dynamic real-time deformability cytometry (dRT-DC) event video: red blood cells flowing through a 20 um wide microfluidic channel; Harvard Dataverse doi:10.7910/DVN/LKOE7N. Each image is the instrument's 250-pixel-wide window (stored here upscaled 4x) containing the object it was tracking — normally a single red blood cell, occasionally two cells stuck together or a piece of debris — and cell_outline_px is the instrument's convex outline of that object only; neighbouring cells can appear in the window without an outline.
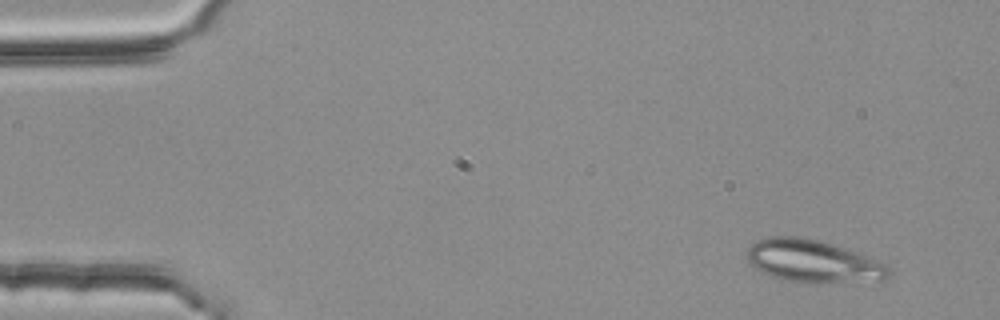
{"species": "common noctule bat (a hibernating species)", "species_latin": "Nyctalus noctula", "temperature_condition": "room temperature", "stored_images_in_passage": 49, "camera_frame_rate_fps": 3000, "um_per_image_px": 0.085, "animal": {"sex": "female", "body_mass_g": 25.1}, "frame": {"image": 1, "passage_image": 1, "time_ms": 0.0, "image_size_px": [1000, 320], "cell_outline_px": [[888, 276], [884, 280], [792, 280], [776, 276], [764, 272], [748, 264], [744, 252], [756, 240], [772, 236], [800, 236], [832, 244], [868, 256], [884, 264], [888, 268]], "centroid_in_image_um": [69.01, 22.13], "position_along_channel_um": 16.0, "area_um2": 33.64}}
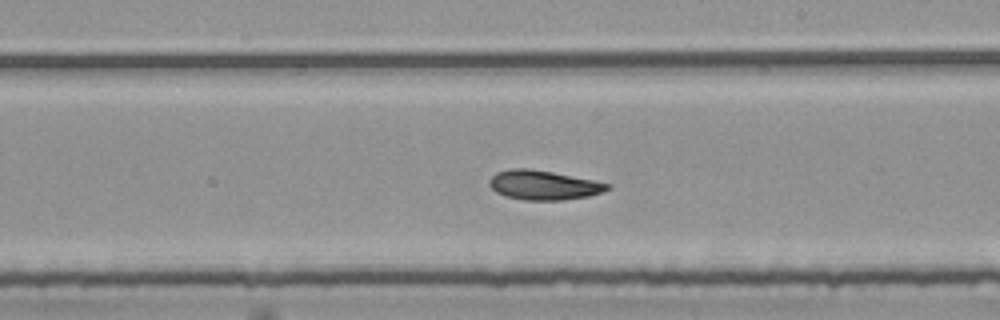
{"frame": {"image": 2, "passage_image": 28, "time_ms": 9.0, "image_size_px": [1000, 320], "cell_outline_px": [[612, 188], [588, 196], [564, 200], [524, 200], [504, 196], [496, 192], [488, 184], [488, 180], [496, 172], [512, 168], [528, 168], [552, 172], [612, 184]], "centroid_in_image_um": [46.17, 15.73], "position_along_channel_um": 242.8, "area_um2": 20.23}}
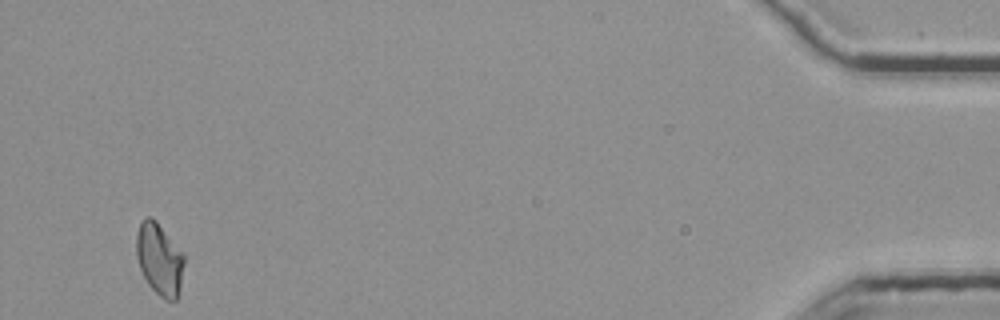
{"frame": {"image": 3, "passage_image": 49, "time_ms": 16.0, "image_size_px": [1000, 320], "cell_outline_px": [[184, 264], [180, 288], [176, 300], [164, 300], [148, 284], [140, 268], [136, 256], [136, 236], [140, 224], [144, 216], [152, 216], [156, 220], [184, 252]], "centroid_in_image_um": [13.56, 21.99], "position_along_channel_um": 421.6, "area_um2": 20.23}, "authors_computed_cell_mechanics": {"area_um2": 20.23, "velocity_mm_per_s": 3.7551, "shape_relaxation_time_tau1_ms": 3.2849, "shape_relaxation_time_tau2_ms": 3.0682, "deformation_change_tau1": 0.1456, "deformation_change_tau2": 0.0919}}